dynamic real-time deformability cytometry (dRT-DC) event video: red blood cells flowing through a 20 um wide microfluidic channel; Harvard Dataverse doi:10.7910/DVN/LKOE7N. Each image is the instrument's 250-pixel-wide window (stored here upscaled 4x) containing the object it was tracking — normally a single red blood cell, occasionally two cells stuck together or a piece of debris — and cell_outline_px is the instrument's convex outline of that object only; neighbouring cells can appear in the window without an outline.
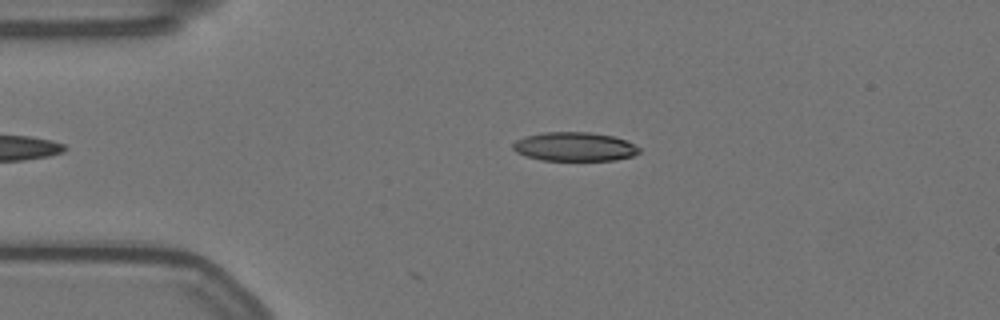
{"species": "Egyptian fruit bat (a non-hibernating species)", "species_latin": "Rousettus aegyptiacus", "temperature_condition": "warm", "stored_images_in_passage": 10, "camera_frame_rate_fps": 3000, "um_per_image_px": 0.085, "animal": {"sex": "female"}, "frame": {"image": 1, "passage_image": 7, "time_ms": 2.0, "image_size_px": [1000, 320], "cell_outline_px": [[640, 152], [632, 156], [616, 160], [540, 160], [516, 152], [512, 148], [512, 144], [516, 140], [524, 136], [544, 132], [592, 132], [612, 136], [624, 140], [640, 148]], "centroid_in_image_um": [48.81, 12.46], "position_along_channel_um": 36.2, "area_um2": 21.21}}